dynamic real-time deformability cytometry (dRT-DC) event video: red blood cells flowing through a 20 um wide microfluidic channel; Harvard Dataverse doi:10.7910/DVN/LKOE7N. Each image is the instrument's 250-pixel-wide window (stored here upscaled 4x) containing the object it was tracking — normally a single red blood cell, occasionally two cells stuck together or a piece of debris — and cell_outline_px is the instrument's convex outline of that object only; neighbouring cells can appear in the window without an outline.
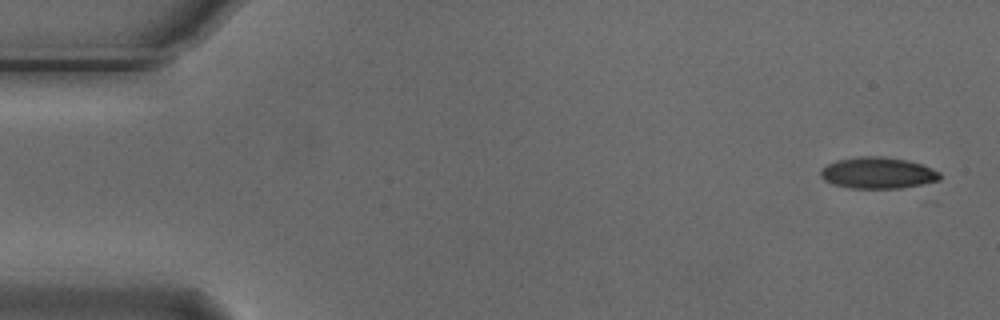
{"species": "Egyptian fruit bat (a non-hibernating species)", "species_latin": "Rousettus aegyptiacus", "temperature_condition": "cold", "stored_images_in_passage": 4, "camera_frame_rate_fps": 3000, "um_per_image_px": 0.085, "animal": {"sex": "male"}, "frame": {"image": 1, "passage_image": 1, "time_ms": 0.0, "image_size_px": [1000, 320], "cell_outline_px": [[940, 180], [900, 188], [852, 188], [832, 184], [824, 180], [820, 176], [820, 168], [836, 160], [860, 156], [880, 156], [904, 160], [920, 164], [932, 168], [940, 172]], "centroid_in_image_um": [74.57, 14.7], "position_along_channel_um": 10.4, "area_um2": 21.68}}
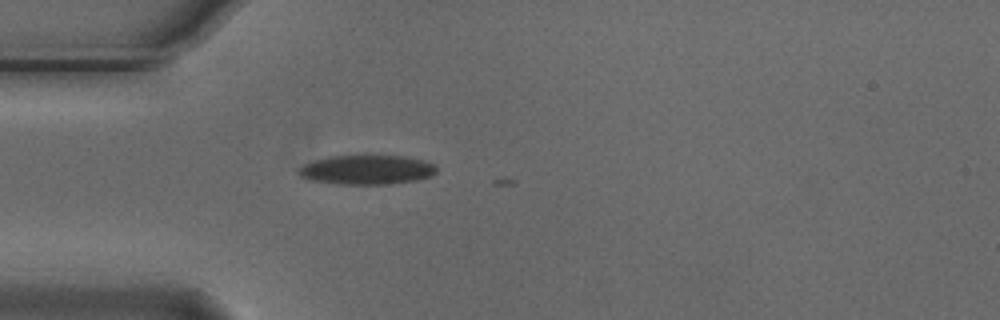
{"frame": {"image": 2, "passage_image": 4, "time_ms": 1.0, "image_size_px": [1000, 320], "cell_outline_px": [[436, 172], [432, 176], [416, 180], [388, 184], [336, 184], [312, 180], [300, 176], [300, 168], [304, 164], [328, 156], [364, 152], [404, 156], [424, 160], [432, 164], [436, 168]], "centroid_in_image_um": [31.2, 14.37], "position_along_channel_um": 53.8, "area_um2": 24.45}}